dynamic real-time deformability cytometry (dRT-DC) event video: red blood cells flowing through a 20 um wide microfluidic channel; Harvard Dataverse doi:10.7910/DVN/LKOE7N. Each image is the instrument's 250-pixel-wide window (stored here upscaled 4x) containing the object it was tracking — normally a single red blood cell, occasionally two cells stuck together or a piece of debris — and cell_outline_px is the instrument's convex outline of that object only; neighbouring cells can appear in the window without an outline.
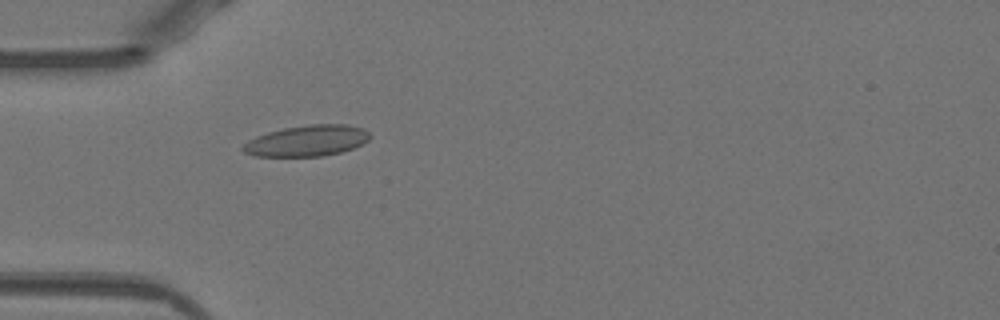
{"species": "Egyptian fruit bat (a non-hibernating species)", "species_latin": "Rousettus aegyptiacus", "temperature_condition": "warm", "stored_images_in_passage": 51, "camera_frame_rate_fps": 3000, "um_per_image_px": 0.085, "animal": {"sex": "female"}, "frame": {"image": 1, "passage_image": 15, "time_ms": 4.667, "image_size_px": [1000, 320], "cell_outline_px": [[372, 136], [364, 144], [340, 152], [320, 156], [256, 156], [244, 152], [240, 148], [248, 140], [256, 136], [268, 132], [284, 128], [308, 124], [348, 124], [364, 128]], "centroid_in_image_um": [26.12, 11.95], "position_along_channel_um": 58.9, "area_um2": 23.0}}
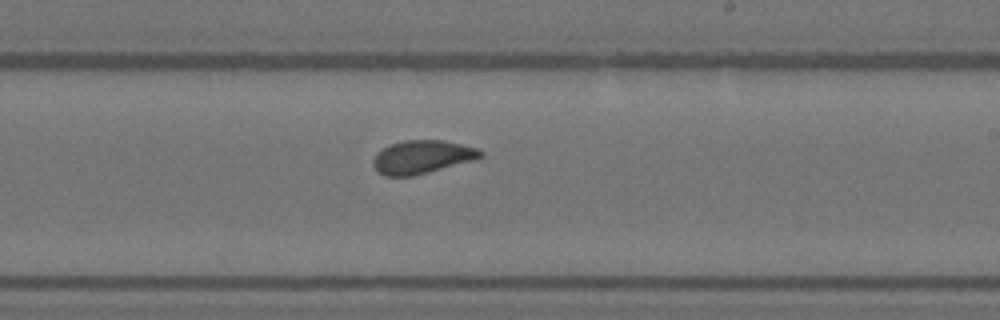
{"frame": {"image": 2, "passage_image": 30, "time_ms": 9.667, "image_size_px": [1000, 320], "cell_outline_px": [[484, 156], [472, 160], [428, 172], [412, 176], [384, 176], [372, 164], [372, 160], [376, 152], [392, 144], [404, 140], [444, 140], [480, 148], [484, 152]], "centroid_in_image_um": [35.89, 13.33], "position_along_channel_um": 253.1, "area_um2": 20.75}}
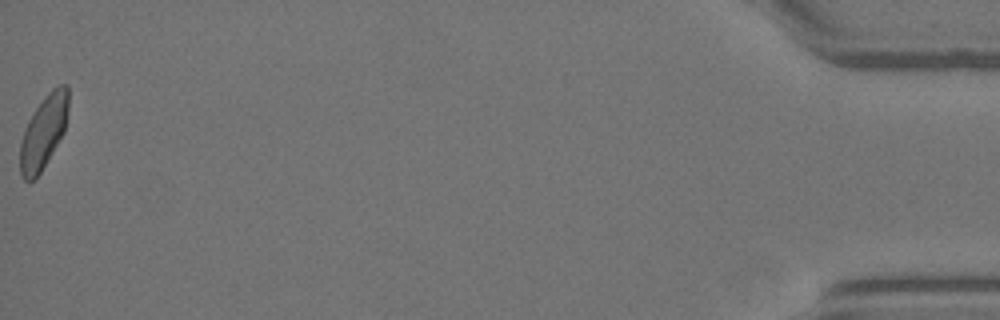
{"frame": {"image": 3, "passage_image": 51, "time_ms": 16.667, "image_size_px": [1000, 320], "cell_outline_px": [[68, 112], [64, 132], [40, 172], [32, 180], [24, 180], [20, 176], [20, 144], [24, 128], [32, 112], [44, 96], [52, 88], [60, 84], [68, 84]], "centroid_in_image_um": [3.7, 11.17], "position_along_channel_um": 431.5, "area_um2": 20.58}, "authors_computed_cell_mechanics": {"area_um2": 20.9814, "velocity_mm_per_s": 3.9472, "shape_relaxation_time_tau1_ms": 9.7609, "shape_relaxation_time_tau2_ms": 0.7708, "deformation_change_tau1": 0.1652, "deformation_change_tau2": 0.0548}}